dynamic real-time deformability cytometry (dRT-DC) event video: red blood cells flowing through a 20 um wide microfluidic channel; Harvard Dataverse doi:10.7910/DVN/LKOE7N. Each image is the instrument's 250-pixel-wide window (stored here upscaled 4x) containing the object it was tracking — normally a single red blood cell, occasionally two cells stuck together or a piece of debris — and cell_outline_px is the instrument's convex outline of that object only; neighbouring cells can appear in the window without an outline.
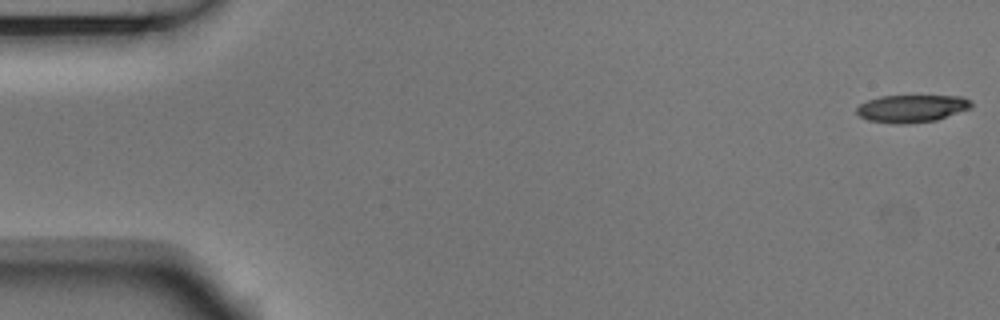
{"species": "Egyptian fruit bat (a non-hibernating species)", "species_latin": "Rousettus aegyptiacus", "temperature_condition": "room temperature", "stored_images_in_passage": 55, "camera_frame_rate_fps": 3000, "um_per_image_px": 0.085, "animal": {"sex": "male"}, "frame": {"image": 1, "passage_image": 1, "time_ms": 0.0, "image_size_px": [1000, 320], "cell_outline_px": [[972, 108], [936, 120], [904, 124], [896, 124], [868, 120], [860, 116], [856, 112], [856, 108], [860, 104], [868, 100], [880, 96], [964, 96], [972, 104]], "centroid_in_image_um": [77.5, 9.22], "position_along_channel_um": 7.5, "area_um2": 18.32}}
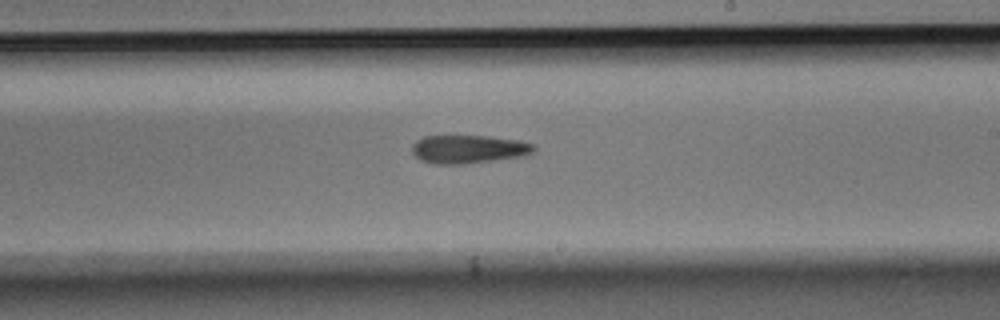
{"frame": {"image": 2, "passage_image": 32, "time_ms": 10.333, "image_size_px": [1000, 320], "cell_outline_px": [[536, 148], [532, 152], [520, 156], [492, 160], [460, 164], [436, 164], [420, 160], [412, 152], [412, 144], [416, 140], [424, 136], [488, 136], [520, 140], [536, 144]], "centroid_in_image_um": [39.81, 12.66], "position_along_channel_um": 249.2, "area_um2": 20.0}}
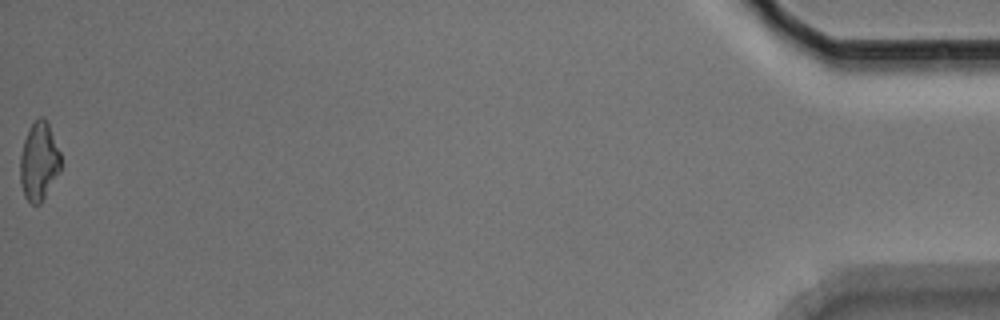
{"frame": {"image": 3, "passage_image": 55, "time_ms": 18.0, "image_size_px": [1000, 320], "cell_outline_px": [[60, 172], [40, 204], [32, 204], [24, 196], [20, 184], [20, 156], [24, 140], [28, 128], [40, 116], [44, 116], [48, 120], [60, 152]], "centroid_in_image_um": [3.31, 13.69], "position_along_channel_um": 431.9, "area_um2": 18.73}, "authors_computed_cell_mechanics": {"area_um2": 19.5942, "velocity_mm_per_s": 3.6761, "shape_relaxation_time_tau1_ms": 7.7152, "shape_relaxation_time_tau2_ms": null, "deformation_change_tau1": 0.1696, "deformation_change_tau2": null}}